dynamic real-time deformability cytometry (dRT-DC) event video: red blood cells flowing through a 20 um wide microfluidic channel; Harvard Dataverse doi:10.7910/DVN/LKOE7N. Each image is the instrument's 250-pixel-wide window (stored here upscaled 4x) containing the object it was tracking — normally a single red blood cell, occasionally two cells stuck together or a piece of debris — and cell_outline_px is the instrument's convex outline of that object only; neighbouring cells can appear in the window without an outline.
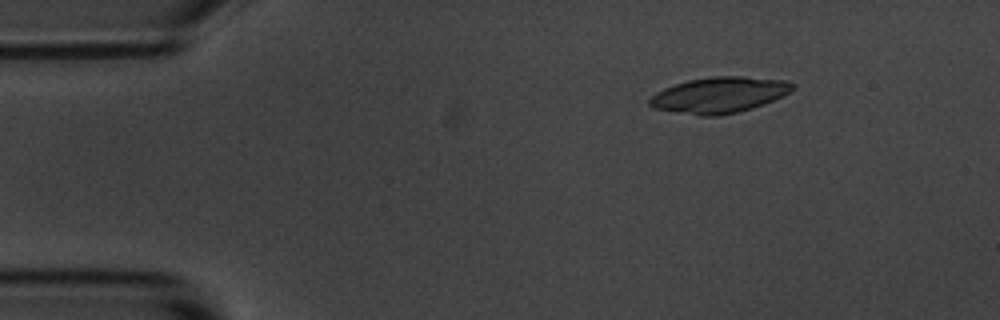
{"species": "common noctule bat (a hibernating species)", "species_latin": "Nyctalus noctula", "temperature_condition": "room temperature", "stored_images_in_passage": 3, "camera_frame_rate_fps": 3000, "um_per_image_px": 0.085, "animal": {"sex": "male", "body_mass_g": 20.1, "forearm_length_mm": 53.5}, "frame": {"image": 1, "passage_image": 1, "time_ms": 0.0, "image_size_px": [1000, 320], "cell_outline_px": [[796, 88], [764, 104], [752, 108], [720, 116], [700, 116], [652, 108], [648, 104], [648, 100], [656, 92], [664, 88], [688, 80], [712, 76], [744, 76], [788, 80], [796, 84]], "centroid_in_image_um": [61.14, 8.07], "position_along_channel_um": 23.9, "area_um2": 30.0}}